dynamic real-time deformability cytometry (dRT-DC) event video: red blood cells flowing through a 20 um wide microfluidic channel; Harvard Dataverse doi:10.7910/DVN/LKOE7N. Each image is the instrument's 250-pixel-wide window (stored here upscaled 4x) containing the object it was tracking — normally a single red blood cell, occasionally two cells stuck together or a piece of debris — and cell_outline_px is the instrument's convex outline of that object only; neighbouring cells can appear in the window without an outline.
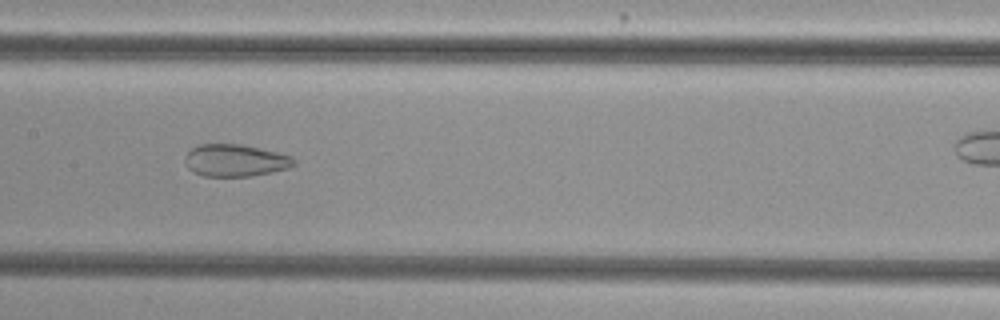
{"species": "common noctule bat (a hibernating species)", "species_latin": "Nyctalus noctula", "temperature_condition": "cold", "stored_images_in_passage": 45, "camera_frame_rate_fps": 3000, "um_per_image_px": 0.085, "animal": {"sex": "female", "body_mass_g": 29.2, "forearm_length_mm": 56.3}, "frame": {"image": 1, "passage_image": 28, "time_ms": 9.0, "image_size_px": [1000, 320], "cell_outline_px": [[296, 164], [288, 168], [272, 172], [248, 176], [204, 176], [188, 168], [184, 160], [184, 156], [192, 148], [200, 144], [240, 144], [276, 152], [292, 156], [296, 160]], "centroid_in_image_um": [20.0, 13.63], "position_along_channel_um": 187.4, "area_um2": 20.29}}
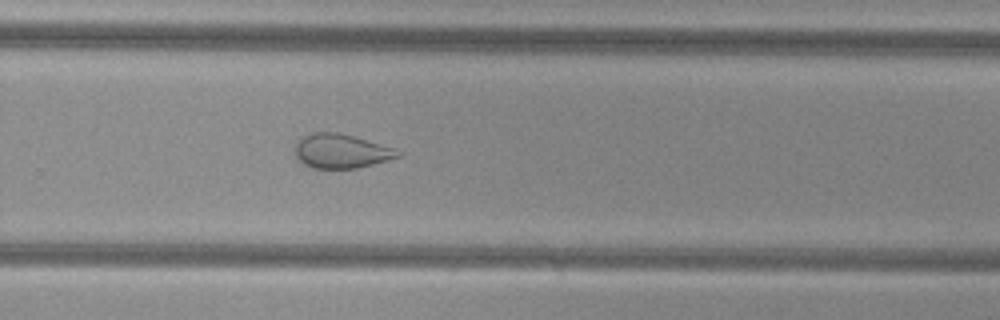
{"frame": {"image": 2, "passage_image": 37, "time_ms": 12.0, "image_size_px": [1000, 320], "cell_outline_px": [[404, 152], [400, 156], [388, 160], [356, 168], [312, 168], [304, 164], [296, 156], [296, 144], [304, 136], [312, 132], [340, 132], [396, 148]], "centroid_in_image_um": [29.05, 12.84], "position_along_channel_um": 300.8, "area_um2": 20.46}}
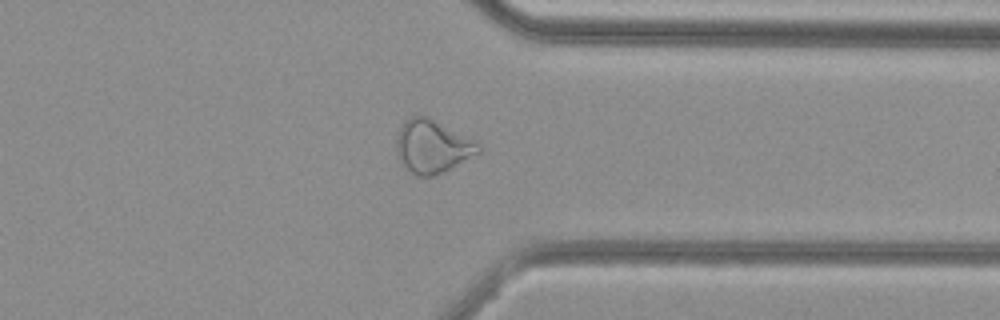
{"frame": {"image": 3, "passage_image": 43, "time_ms": 14.0, "image_size_px": [1000, 320], "cell_outline_px": [[480, 152], [444, 172], [432, 176], [416, 176], [400, 164], [396, 156], [396, 136], [404, 120], [412, 116], [428, 116], [480, 140]], "centroid_in_image_um": [36.77, 12.43], "position_along_channel_um": 374.6, "area_um2": 26.13}}